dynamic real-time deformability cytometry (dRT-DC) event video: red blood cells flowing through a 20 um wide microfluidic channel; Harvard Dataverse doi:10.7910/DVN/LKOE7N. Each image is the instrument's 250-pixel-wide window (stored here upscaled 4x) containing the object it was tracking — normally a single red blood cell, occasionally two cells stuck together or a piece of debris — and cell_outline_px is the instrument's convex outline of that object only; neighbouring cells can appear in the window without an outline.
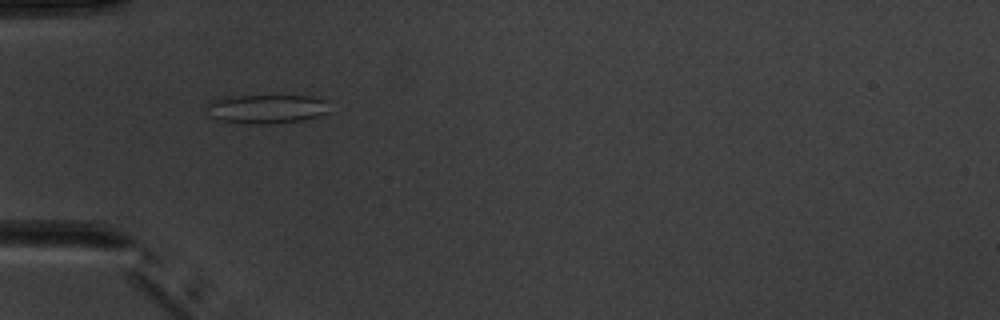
{"species": "common noctule bat (a hibernating species)", "species_latin": "Nyctalus noctula", "temperature_condition": "warm", "stored_images_in_passage": 5, "camera_frame_rate_fps": 3000, "um_per_image_px": 0.085, "animal": {"sex": "male", "body_mass_g": 20.1, "forearm_length_mm": 53.5}, "frame": {"image": 1, "passage_image": 5, "time_ms": 5.0, "image_size_px": [1000, 320], "cell_outline_px": [[328, 112], [316, 116], [300, 120], [268, 124], [248, 124], [216, 120], [212, 116], [208, 104], [224, 96], [312, 96], [324, 100]], "centroid_in_image_um": [22.64, 9.26], "position_along_channel_um": 62.4, "area_um2": 20.29}}